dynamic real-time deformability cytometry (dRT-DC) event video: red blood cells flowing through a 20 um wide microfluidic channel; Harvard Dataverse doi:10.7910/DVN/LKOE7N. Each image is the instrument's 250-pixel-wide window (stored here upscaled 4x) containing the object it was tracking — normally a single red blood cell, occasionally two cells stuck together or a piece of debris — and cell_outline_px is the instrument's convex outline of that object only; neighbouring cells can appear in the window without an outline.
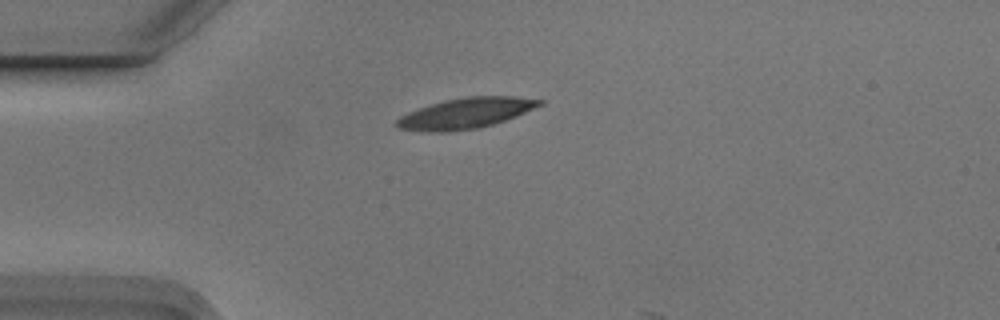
{"species": "Egyptian fruit bat (a non-hibernating species)", "species_latin": "Rousettus aegyptiacus", "temperature_condition": "cold", "stored_images_in_passage": 4, "camera_frame_rate_fps": 3000, "um_per_image_px": 0.085, "animal": {"sex": "male"}, "frame": {"image": 1, "passage_image": 4, "time_ms": 1.0, "image_size_px": [1000, 320], "cell_outline_px": [[544, 104], [516, 116], [492, 124], [476, 128], [448, 132], [428, 132], [396, 128], [396, 120], [400, 116], [408, 112], [444, 100], [468, 96], [516, 96], [544, 100]], "centroid_in_image_um": [39.59, 9.62], "position_along_channel_um": 45.4, "area_um2": 25.37}}